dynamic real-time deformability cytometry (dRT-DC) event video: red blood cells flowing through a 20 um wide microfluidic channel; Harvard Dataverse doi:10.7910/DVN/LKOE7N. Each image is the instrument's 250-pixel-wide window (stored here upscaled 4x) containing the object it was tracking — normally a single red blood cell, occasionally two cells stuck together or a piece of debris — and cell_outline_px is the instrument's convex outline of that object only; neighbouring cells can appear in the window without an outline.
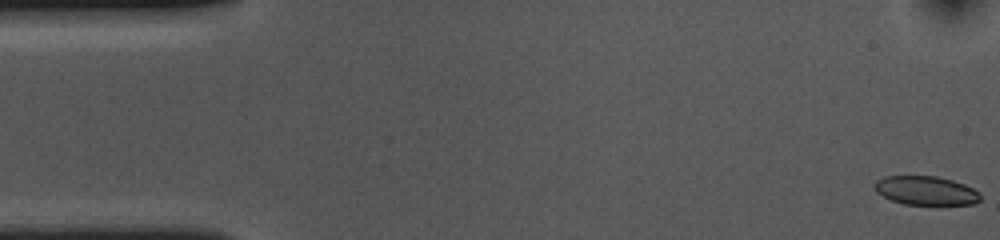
{"species": "common noctule bat (a hibernating species)", "species_latin": "Nyctalus noctula", "temperature_condition": "cold", "stored_images_in_passage": 55, "camera_frame_rate_fps": 3000, "um_per_image_px": 0.085, "animal": {"sex": "female", "body_mass_g": 10.0, "forearm_length_mm": 53.1}, "frame": {"image": 1, "passage_image": 1, "time_ms": 0.0, "image_size_px": [1000, 240], "cell_outline_px": [[980, 200], [972, 204], [904, 204], [892, 200], [876, 192], [872, 184], [876, 180], [884, 176], [936, 176], [952, 180], [964, 184], [980, 192]], "centroid_in_image_um": [78.67, 16.19], "position_along_channel_um": 6.3, "area_um2": 17.74}}
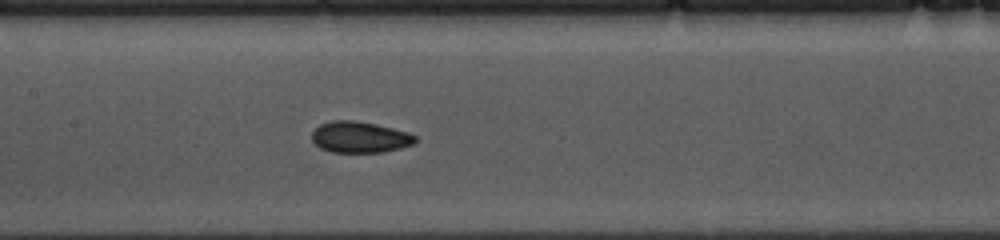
{"frame": {"image": 2, "passage_image": 25, "time_ms": 8.0, "image_size_px": [1000, 240], "cell_outline_px": [[416, 140], [412, 144], [400, 148], [384, 152], [332, 152], [320, 148], [312, 140], [312, 132], [320, 124], [332, 120], [356, 120], [376, 124], [408, 132], [416, 136]], "centroid_in_image_um": [30.57, 11.65], "position_along_channel_um": 176.8, "area_um2": 18.79}}
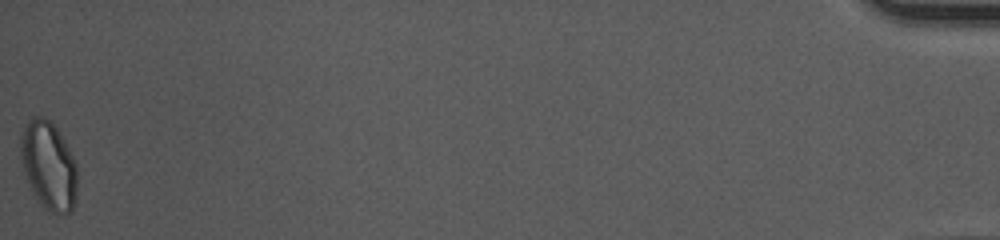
{"frame": {"image": 3, "passage_image": 55, "time_ms": 18.0, "image_size_px": [1000, 240], "cell_outline_px": [[76, 196], [72, 212], [64, 216], [48, 212], [40, 204], [28, 188], [24, 172], [20, 152], [20, 132], [28, 120], [32, 116], [44, 116], [56, 128], [64, 140], [76, 164]], "centroid_in_image_um": [4.1, 14.12], "position_along_channel_um": 431.1, "area_um2": 29.65}, "authors_computed_cell_mechanics": {"area_um2": 19.5942, "velocity_mm_per_s": 3.5936, "shape_relaxation_time_tau1_ms": 4.4823, "shape_relaxation_time_tau2_ms": 2.4158, "deformation_change_tau1": 0.0973, "deformation_change_tau2": 0.0653}}